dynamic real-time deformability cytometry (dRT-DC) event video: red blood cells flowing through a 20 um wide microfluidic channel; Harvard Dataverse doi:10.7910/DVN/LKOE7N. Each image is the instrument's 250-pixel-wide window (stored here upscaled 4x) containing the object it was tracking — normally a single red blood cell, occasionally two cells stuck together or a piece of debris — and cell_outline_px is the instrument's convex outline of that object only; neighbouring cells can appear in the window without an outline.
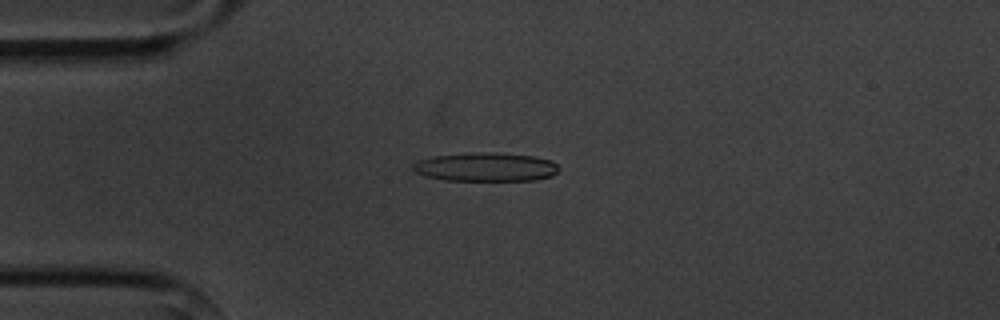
{"species": "common noctule bat (a hibernating species)", "species_latin": "Nyctalus noctula", "temperature_condition": "cold", "stored_images_in_passage": 4, "camera_frame_rate_fps": 3000, "um_per_image_px": 0.085, "animal": {"sex": "male", "body_mass_g": 20.1, "forearm_length_mm": 53.5}, "frame": {"image": 1, "passage_image": 1, "time_ms": 0.0, "image_size_px": [1000, 320], "cell_outline_px": [[560, 168], [552, 176], [536, 180], [444, 180], [424, 176], [412, 172], [412, 164], [420, 160], [436, 156], [476, 152], [496, 152], [532, 156], [552, 160]], "centroid_in_image_um": [41.28, 14.2], "position_along_channel_um": 43.7, "area_um2": 24.51}}
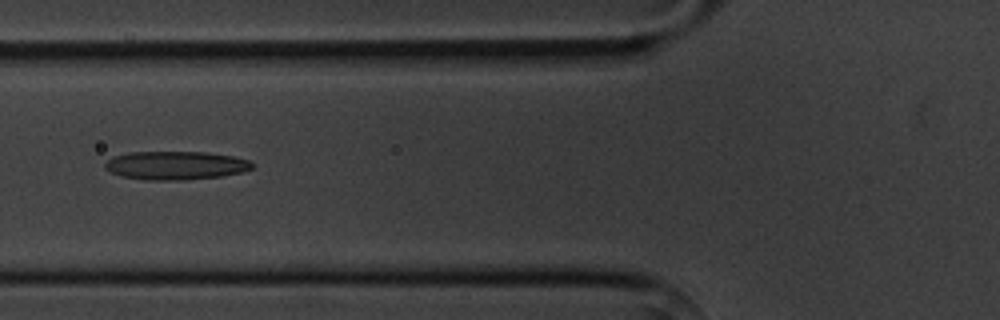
{"frame": {"image": 2, "passage_image": 3, "time_ms": 2.333, "image_size_px": [1000, 320], "cell_outline_px": [[256, 164], [252, 168], [244, 172], [220, 176], [180, 180], [144, 180], [120, 176], [104, 168], [104, 164], [112, 156], [128, 152], [208, 152], [232, 156], [252, 160]], "centroid_in_image_um": [14.95, 14.05], "position_along_channel_um": 110.8, "area_um2": 24.68}}
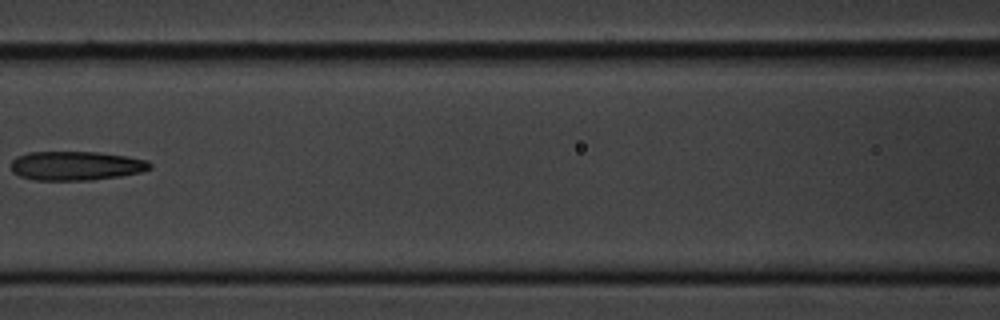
{"frame": {"image": 3, "passage_image": 4, "time_ms": 3.667, "image_size_px": [1000, 320], "cell_outline_px": [[152, 168], [140, 172], [120, 176], [92, 180], [36, 180], [20, 176], [12, 172], [12, 160], [16, 156], [28, 152], [96, 152], [128, 156], [148, 160], [152, 164]], "centroid_in_image_um": [6.48, 14.08], "position_along_channel_um": 160.1, "area_um2": 23.64}}